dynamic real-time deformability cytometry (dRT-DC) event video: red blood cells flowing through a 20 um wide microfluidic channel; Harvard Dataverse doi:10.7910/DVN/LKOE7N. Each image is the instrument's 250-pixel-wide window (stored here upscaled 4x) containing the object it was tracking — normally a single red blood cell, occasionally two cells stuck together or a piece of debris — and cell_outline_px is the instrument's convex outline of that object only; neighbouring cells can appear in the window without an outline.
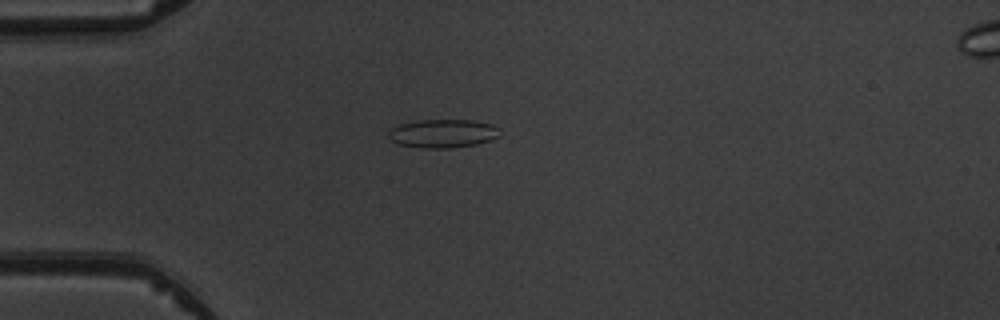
{"species": "common noctule bat (a hibernating species)", "species_latin": "Nyctalus noctula", "temperature_condition": "warm", "stored_images_in_passage": 2, "camera_frame_rate_fps": 3000, "um_per_image_px": 0.085, "animal": {"sex": "male", "body_mass_g": 19.5, "forearm_length_mm": 54.6}, "frame": {"image": 1, "passage_image": 2, "time_ms": 1.0, "image_size_px": [1000, 320], "cell_outline_px": [[500, 136], [476, 144], [448, 148], [420, 148], [400, 144], [392, 140], [388, 136], [388, 128], [400, 124], [420, 120], [472, 120], [492, 124], [500, 128]], "centroid_in_image_um": [37.64, 11.34], "position_along_channel_um": 47.4, "area_um2": 18.5}}